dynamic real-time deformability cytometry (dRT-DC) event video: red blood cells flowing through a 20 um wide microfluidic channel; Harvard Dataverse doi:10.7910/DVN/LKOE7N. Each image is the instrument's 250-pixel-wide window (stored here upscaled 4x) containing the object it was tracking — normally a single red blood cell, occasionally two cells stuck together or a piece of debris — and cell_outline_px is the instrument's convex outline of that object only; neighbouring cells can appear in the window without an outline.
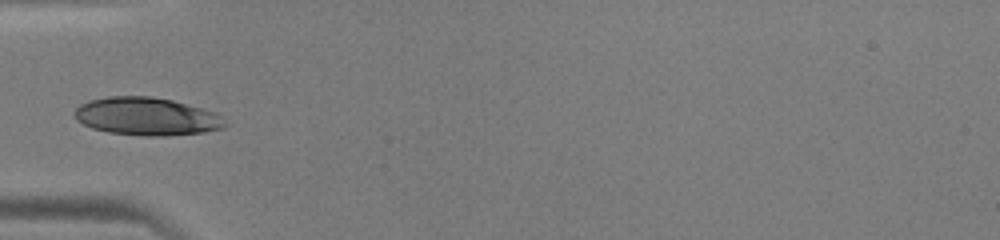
{"species": "human", "species_latin": "Homo sapiens", "temperature_condition": "warm", "stored_images_in_passage": 32, "camera_frame_rate_fps": 3000, "um_per_image_px": 0.085, "donor": {"sex": "male"}, "frame": {"image": 1, "passage_image": 1, "time_ms": 0.0, "image_size_px": [1000, 240], "cell_outline_px": [[228, 124], [224, 128], [204, 132], [168, 136], [144, 136], [108, 132], [92, 128], [76, 120], [76, 108], [80, 104], [88, 100], [108, 96], [152, 96], [172, 100], [216, 112]], "centroid_in_image_um": [12.48, 9.9], "position_along_channel_um": 72.5, "area_um2": 33.35}}
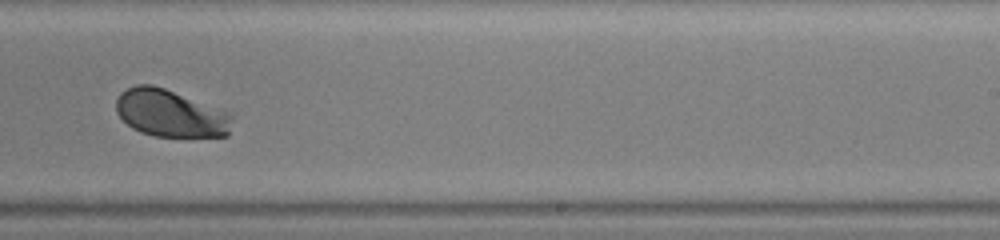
{"frame": {"image": 2, "passage_image": 15, "time_ms": 4.667, "image_size_px": [1000, 240], "cell_outline_px": [[232, 116], [228, 136], [156, 136], [140, 132], [132, 128], [116, 112], [116, 100], [120, 92], [136, 84], [152, 84], [164, 88], [232, 112]], "centroid_in_image_um": [14.49, 9.62], "position_along_channel_um": 274.5, "area_um2": 32.02}}
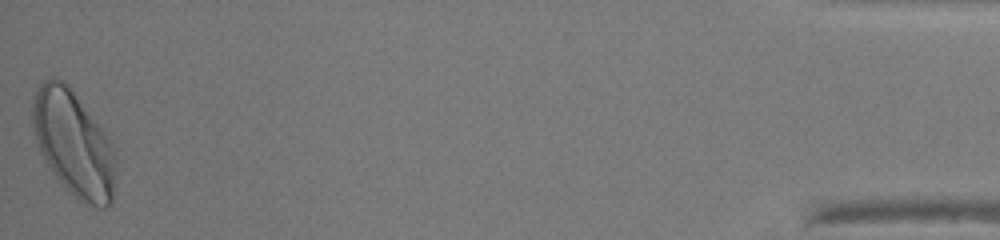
{"frame": {"image": 3, "passage_image": 32, "time_ms": 10.333, "image_size_px": [1000, 240], "cell_outline_px": [[116, 160], [112, 200], [108, 208], [96, 208], [84, 204], [56, 176], [40, 152], [36, 140], [32, 124], [32, 96], [40, 84], [44, 80], [52, 76], [68, 84], [108, 136], [112, 144]], "centroid_in_image_um": [6.26, 12.18], "position_along_channel_um": 428.9, "area_um2": 50.86}}